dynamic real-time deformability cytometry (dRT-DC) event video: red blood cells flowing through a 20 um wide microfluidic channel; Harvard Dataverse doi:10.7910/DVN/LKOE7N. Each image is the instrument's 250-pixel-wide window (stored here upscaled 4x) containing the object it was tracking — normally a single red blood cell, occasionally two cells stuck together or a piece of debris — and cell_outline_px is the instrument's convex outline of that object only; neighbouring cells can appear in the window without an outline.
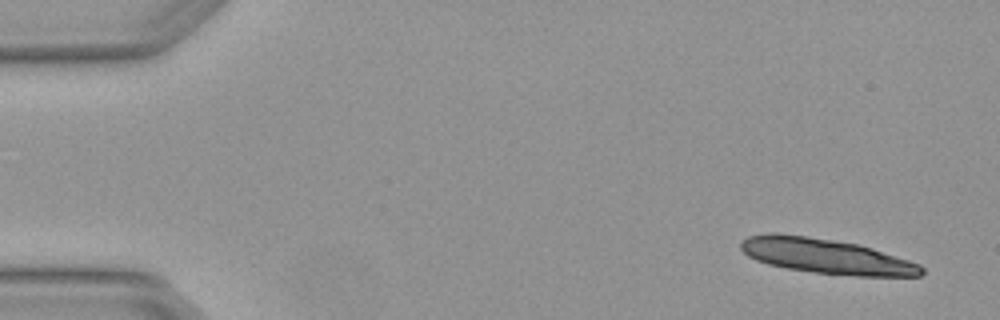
{"species": "Egyptian fruit bat (a non-hibernating species)", "species_latin": "Rousettus aegyptiacus", "temperature_condition": "warm", "stored_images_in_passage": 4, "camera_frame_rate_fps": 3000, "um_per_image_px": 0.085, "animal": {"sex": "female"}, "frame": {"image": 1, "passage_image": 1, "time_ms": 0.0, "image_size_px": [1000, 320], "cell_outline_px": [[924, 272], [920, 276], [856, 276], [816, 272], [788, 268], [768, 264], [756, 260], [748, 256], [740, 248], [740, 244], [748, 236], [772, 232], [776, 232], [808, 236], [856, 244], [872, 248], [920, 264], [924, 268]], "centroid_in_image_um": [70.21, 21.77], "position_along_channel_um": 14.8, "area_um2": 36.59}}